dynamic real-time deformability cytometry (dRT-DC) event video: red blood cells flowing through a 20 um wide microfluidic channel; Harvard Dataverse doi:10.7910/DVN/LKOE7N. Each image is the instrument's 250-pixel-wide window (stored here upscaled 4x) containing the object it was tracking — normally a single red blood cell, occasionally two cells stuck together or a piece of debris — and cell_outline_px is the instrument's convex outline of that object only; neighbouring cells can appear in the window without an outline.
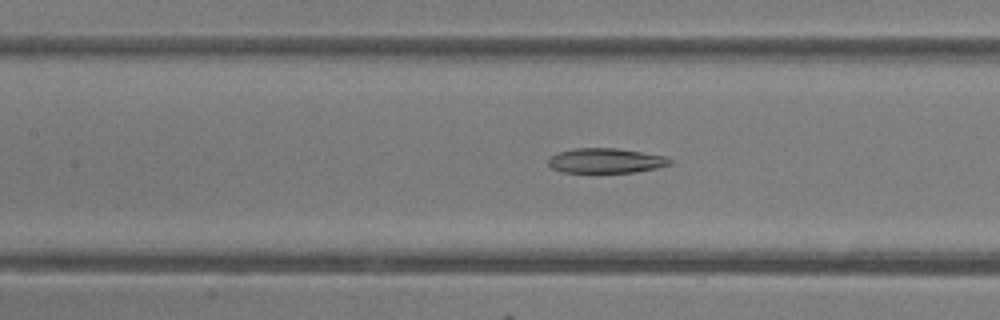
{"species": "common noctule bat (a hibernating species)", "species_latin": "Nyctalus noctula", "temperature_condition": "room temperature", "stored_images_in_passage": 49, "camera_frame_rate_fps": 3000, "um_per_image_px": 0.085, "animal": {"sex": "female"}, "frame": {"image": 1, "passage_image": 22, "time_ms": 7.0, "image_size_px": [1000, 320], "cell_outline_px": [[672, 164], [656, 168], [636, 172], [564, 172], [552, 168], [548, 164], [548, 160], [552, 156], [560, 152], [576, 148], [616, 148], [664, 156], [672, 160]], "centroid_in_image_um": [51.51, 13.66], "position_along_channel_um": 155.9, "area_um2": 17.34}}
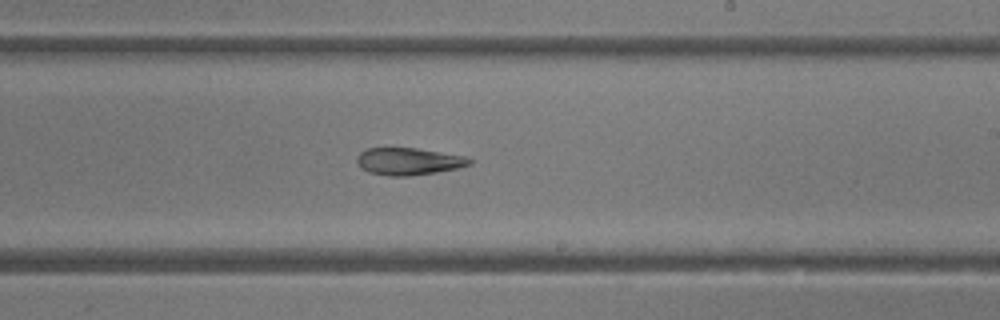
{"frame": {"image": 2, "passage_image": 29, "time_ms": 9.333, "image_size_px": [1000, 320], "cell_outline_px": [[472, 164], [456, 168], [436, 172], [408, 176], [388, 176], [368, 172], [360, 168], [356, 160], [356, 156], [360, 152], [368, 148], [416, 148], [464, 156], [472, 160]], "centroid_in_image_um": [34.68, 13.72], "position_along_channel_um": 254.3, "area_um2": 17.8}}
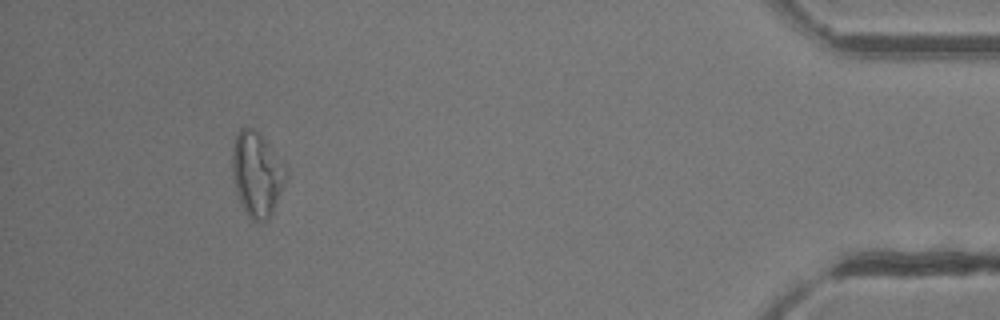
{"frame": {"image": 3, "passage_image": 45, "time_ms": 14.667, "image_size_px": [1000, 320], "cell_outline_px": [[288, 176], [276, 204], [268, 220], [260, 224], [252, 220], [248, 216], [240, 204], [236, 192], [232, 176], [232, 144], [240, 128], [252, 128], [260, 132]], "centroid_in_image_um": [21.79, 14.85], "position_along_channel_um": 413.4, "area_um2": 26.24}, "authors_computed_cell_mechanics": {"area_um2": 22.542, "velocity_mm_per_s": 4.2296, "shape_relaxation_time_tau1_ms": null, "shape_relaxation_time_tau2_ms": 7.1479, "deformation_change_tau1": null, "deformation_change_tau2": 0.1986}}